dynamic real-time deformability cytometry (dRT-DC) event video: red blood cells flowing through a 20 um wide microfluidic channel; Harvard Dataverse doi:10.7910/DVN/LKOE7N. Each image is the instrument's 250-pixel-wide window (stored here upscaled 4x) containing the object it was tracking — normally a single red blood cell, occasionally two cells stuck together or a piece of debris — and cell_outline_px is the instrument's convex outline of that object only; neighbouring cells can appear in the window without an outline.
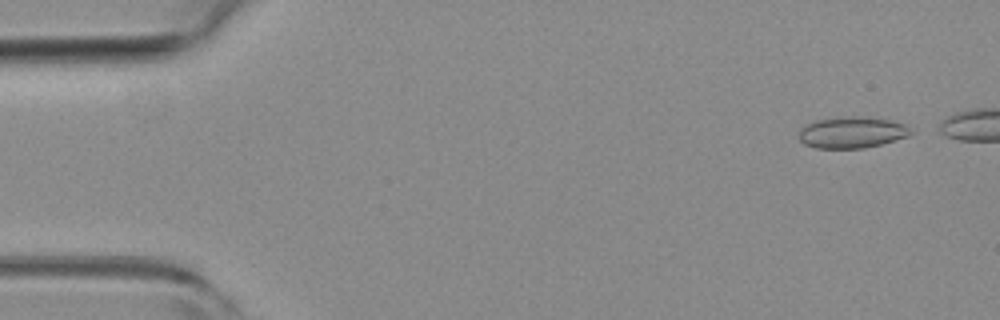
{"species": "common noctule bat (a hibernating species)", "species_latin": "Nyctalus noctula", "temperature_condition": "room temperature", "stored_images_in_passage": 8, "camera_frame_rate_fps": 3000, "um_per_image_px": 0.085, "animal": {"sex": "female", "body_mass_g": 19.3, "forearm_length_mm": 54.1}, "frame": {"image": 1, "passage_image": 1, "time_ms": 0.0, "image_size_px": [1000, 320], "cell_outline_px": [[916, 132], [908, 136], [880, 144], [864, 148], [816, 148], [804, 144], [796, 136], [800, 128], [816, 120], [848, 116], [860, 116], [892, 120], [904, 124], [912, 128]], "centroid_in_image_um": [72.42, 11.25], "position_along_channel_um": 12.6, "area_um2": 20.63}}
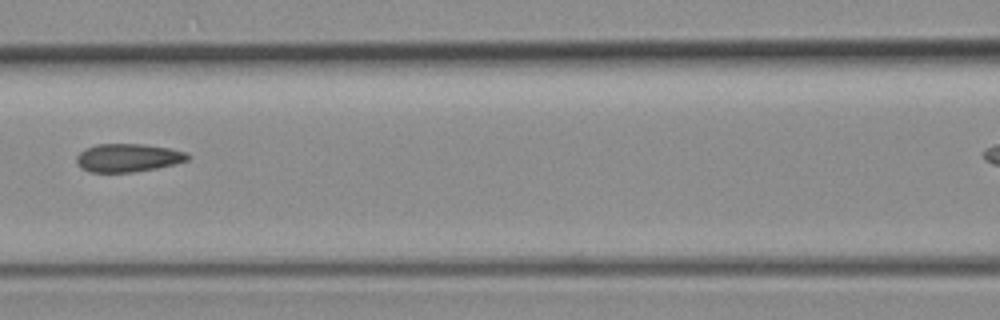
{"frame": {"image": 2, "passage_image": 6, "time_ms": 1.667, "image_size_px": [1000, 320], "cell_outline_px": [[192, 156], [188, 160], [176, 164], [156, 168], [132, 172], [88, 172], [80, 168], [76, 164], [76, 156], [84, 148], [96, 144], [144, 144], [172, 148], [188, 152]], "centroid_in_image_um": [10.89, 13.4], "position_along_channel_um": 155.7, "area_um2": 18.67}}
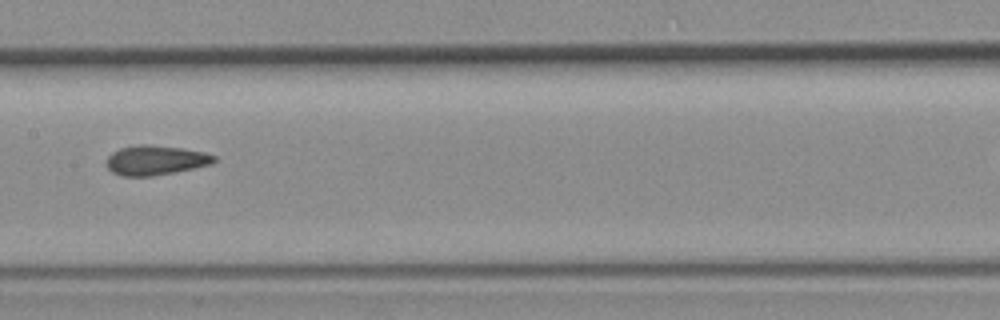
{"frame": {"image": 3, "passage_image": 7, "time_ms": 2.0, "image_size_px": [1000, 320], "cell_outline_px": [[216, 160], [212, 164], [176, 172], [152, 176], [120, 176], [112, 172], [104, 164], [104, 160], [112, 152], [120, 148], [140, 144], [148, 144], [180, 148], [204, 152], [216, 156]], "centroid_in_image_um": [13.18, 13.62], "position_along_channel_um": 194.2, "area_um2": 18.79}}